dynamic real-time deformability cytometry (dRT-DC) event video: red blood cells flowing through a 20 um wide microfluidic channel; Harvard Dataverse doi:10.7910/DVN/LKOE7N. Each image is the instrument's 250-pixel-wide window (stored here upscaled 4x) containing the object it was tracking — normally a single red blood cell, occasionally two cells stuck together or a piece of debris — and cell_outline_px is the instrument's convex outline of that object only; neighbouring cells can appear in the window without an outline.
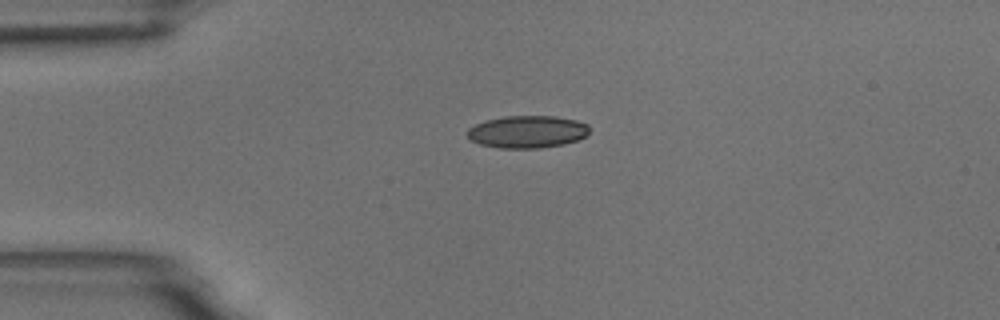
{"species": "common noctule bat (a hibernating species)", "species_latin": "Nyctalus noctula", "temperature_condition": "room temperature", "stored_images_in_passage": 12, "camera_frame_rate_fps": 3000, "um_per_image_px": 0.085, "animal": {"sex": "male", "body_mass_g": 18.8}, "frame": {"image": 1, "passage_image": 1, "time_ms": 0.0, "image_size_px": [1000, 320], "cell_outline_px": [[588, 132], [584, 136], [576, 140], [564, 144], [540, 148], [500, 148], [480, 144], [472, 140], [464, 132], [468, 128], [484, 120], [504, 116], [556, 116], [576, 120], [588, 124]], "centroid_in_image_um": [44.78, 11.19], "position_along_channel_um": 40.2, "area_um2": 23.06}}
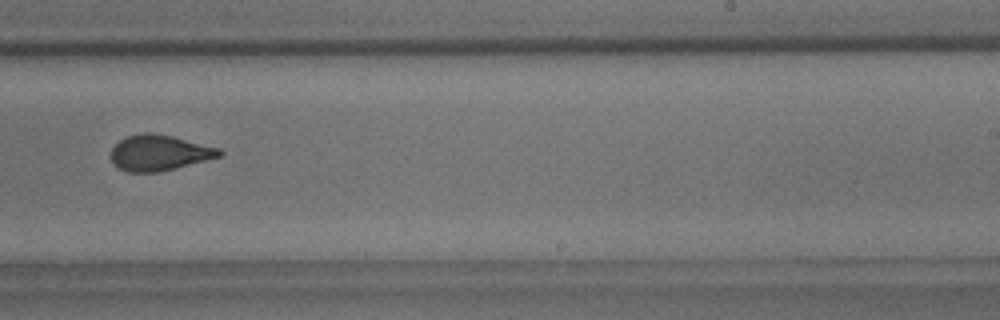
{"frame": {"image": 2, "passage_image": 7, "time_ms": 7.0, "image_size_px": [1000, 320], "cell_outline_px": [[224, 152], [220, 156], [160, 172], [128, 172], [112, 164], [112, 148], [120, 140], [128, 136], [140, 132], [152, 132], [172, 136], [220, 148]], "centroid_in_image_um": [13.53, 12.98], "position_along_channel_um": 275.5, "area_um2": 22.43}}
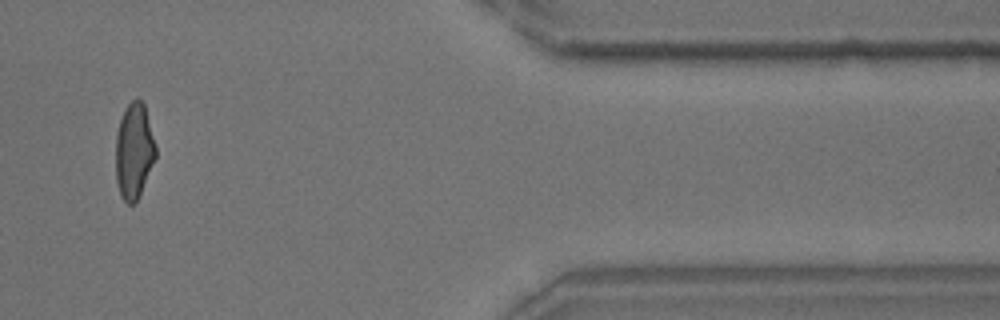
{"frame": {"image": 3, "passage_image": 10, "time_ms": 11.333, "image_size_px": [1000, 320], "cell_outline_px": [[156, 156], [140, 192], [136, 200], [132, 204], [128, 204], [120, 196], [116, 180], [116, 136], [120, 120], [124, 108], [136, 96], [144, 104], [156, 148]], "centroid_in_image_um": [11.37, 12.8], "position_along_channel_um": 400.0, "area_um2": 21.96}, "authors_computed_cell_mechanics": {"area_um2": 22.7443, "velocity_mm_per_s": 3.7352, "shape_relaxation_time_tau1_ms": null, "shape_relaxation_time_tau2_ms": 1.6238, "deformation_change_tau1": null, "deformation_change_tau2": 0.052}}